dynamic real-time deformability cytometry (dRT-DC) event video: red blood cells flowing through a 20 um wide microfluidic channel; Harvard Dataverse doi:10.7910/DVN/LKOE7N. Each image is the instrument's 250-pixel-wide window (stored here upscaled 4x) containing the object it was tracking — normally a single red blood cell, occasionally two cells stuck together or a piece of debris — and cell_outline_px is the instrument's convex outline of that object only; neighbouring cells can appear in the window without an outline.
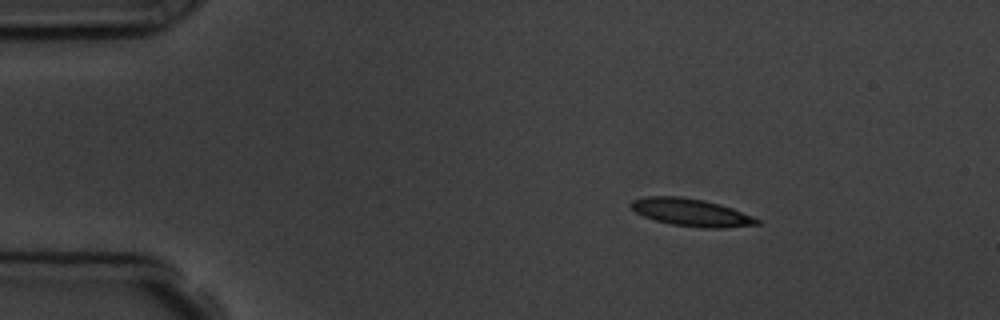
{"species": "common noctule bat (a hibernating species)", "species_latin": "Nyctalus noctula", "temperature_condition": "room temperature", "stored_images_in_passage": 3, "camera_frame_rate_fps": 3000, "um_per_image_px": 0.085, "animal": {"sex": "male", "body_mass_g": 19.5, "forearm_length_mm": 54.6}, "frame": {"image": 1, "passage_image": 2, "time_ms": 1.0, "image_size_px": [1000, 320], "cell_outline_px": [[760, 224], [724, 228], [700, 228], [672, 224], [656, 220], [644, 216], [636, 212], [628, 204], [632, 200], [644, 196], [680, 196], [704, 200], [720, 204], [732, 208], [752, 216], [760, 220]], "centroid_in_image_um": [58.74, 18.05], "position_along_channel_um": 26.3, "area_um2": 20.23}}